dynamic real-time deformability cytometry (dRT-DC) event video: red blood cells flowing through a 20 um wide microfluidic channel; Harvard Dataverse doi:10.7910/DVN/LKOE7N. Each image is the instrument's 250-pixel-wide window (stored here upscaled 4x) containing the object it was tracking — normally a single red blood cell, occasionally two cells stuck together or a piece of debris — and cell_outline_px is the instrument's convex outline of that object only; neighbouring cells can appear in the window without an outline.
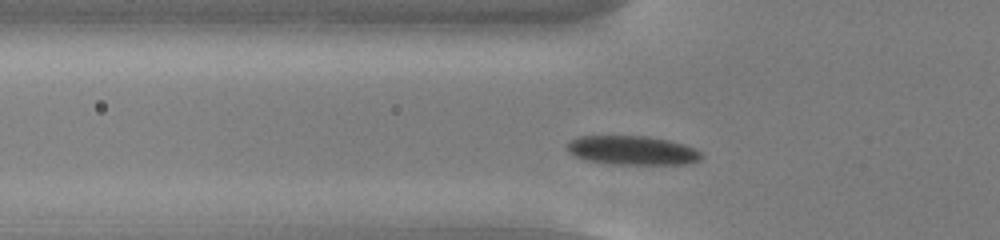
{"species": "common noctule bat (a hibernating species)", "species_latin": "Nyctalus noctula", "temperature_condition": "cold", "stored_images_in_passage": 41, "camera_frame_rate_fps": 3000, "um_per_image_px": 0.085, "animal": {"sex": "male", "body_mass_g": 13.0, "forearm_length_mm": 53.1}, "frame": {"image": 1, "passage_image": 5, "time_ms": 1.333, "image_size_px": [1000, 240], "cell_outline_px": [[704, 156], [700, 160], [688, 164], [612, 164], [584, 160], [568, 152], [568, 144], [572, 140], [580, 136], [644, 136], [668, 140], [684, 144], [696, 148]], "centroid_in_image_um": [53.79, 12.79], "position_along_channel_um": 72.0, "area_um2": 22.72}}
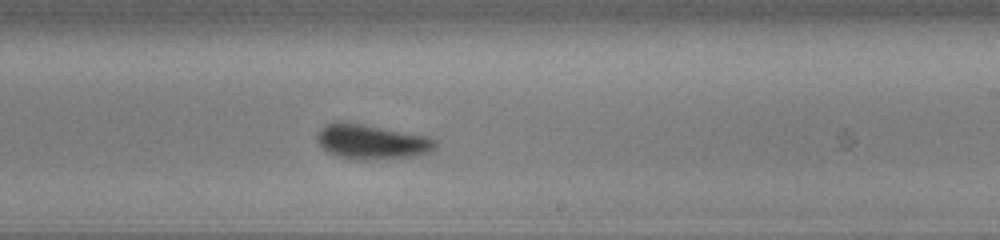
{"frame": {"image": 2, "passage_image": 20, "time_ms": 6.333, "image_size_px": [1000, 240], "cell_outline_px": [[436, 148], [432, 152], [420, 156], [372, 160], [352, 160], [336, 156], [328, 152], [316, 140], [316, 136], [320, 128], [324, 124], [336, 120], [360, 124], [428, 136], [436, 140]], "centroid_in_image_um": [31.59, 12.07], "position_along_channel_um": 257.4, "area_um2": 24.39}}
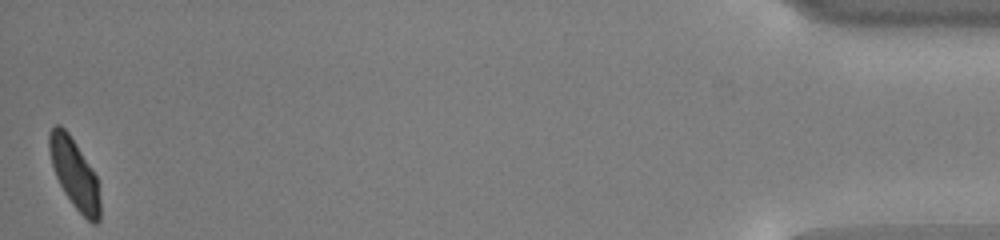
{"frame": {"image": 3, "passage_image": 41, "time_ms": 13.333, "image_size_px": [1000, 240], "cell_outline_px": [[100, 220], [96, 224], [92, 224], [72, 204], [64, 192], [56, 176], [52, 164], [48, 148], [48, 132], [56, 124], [60, 124], [68, 132], [92, 168], [96, 176], [100, 200]], "centroid_in_image_um": [6.32, 14.76], "position_along_channel_um": 428.9, "area_um2": 20.52}, "authors_computed_cell_mechanics": {"area_um2": 23.6402, "velocity_mm_per_s": 3.7217, "shape_relaxation_time_tau1_ms": 3.0008, "shape_relaxation_time_tau2_ms": 1.0859, "deformation_change_tau1": 0.0884, "deformation_change_tau2": 0.0522}}